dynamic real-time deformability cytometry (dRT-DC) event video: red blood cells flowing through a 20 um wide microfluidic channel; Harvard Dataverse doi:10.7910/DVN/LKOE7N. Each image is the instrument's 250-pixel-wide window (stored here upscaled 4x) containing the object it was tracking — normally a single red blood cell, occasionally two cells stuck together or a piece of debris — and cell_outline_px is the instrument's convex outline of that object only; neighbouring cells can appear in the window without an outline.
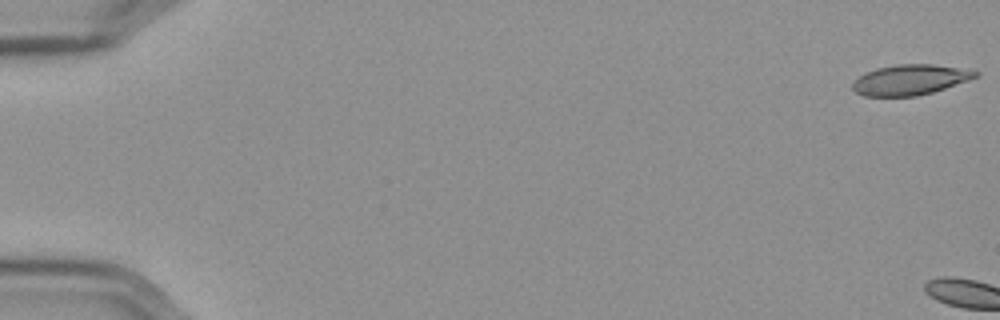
{"species": "Egyptian fruit bat (a non-hibernating species)", "species_latin": "Rousettus aegyptiacus", "temperature_condition": "cold", "stored_images_in_passage": 4, "camera_frame_rate_fps": 3000, "um_per_image_px": 0.085, "frame": {"image": 1, "passage_image": 1, "time_ms": 0.0, "image_size_px": [1000, 320], "cell_outline_px": [[980, 76], [932, 92], [916, 96], [864, 96], [856, 92], [852, 88], [852, 84], [864, 72], [876, 68], [896, 64], [932, 64], [980, 72]], "centroid_in_image_um": [77.33, 6.78], "position_along_channel_um": 7.7, "area_um2": 21.5}}